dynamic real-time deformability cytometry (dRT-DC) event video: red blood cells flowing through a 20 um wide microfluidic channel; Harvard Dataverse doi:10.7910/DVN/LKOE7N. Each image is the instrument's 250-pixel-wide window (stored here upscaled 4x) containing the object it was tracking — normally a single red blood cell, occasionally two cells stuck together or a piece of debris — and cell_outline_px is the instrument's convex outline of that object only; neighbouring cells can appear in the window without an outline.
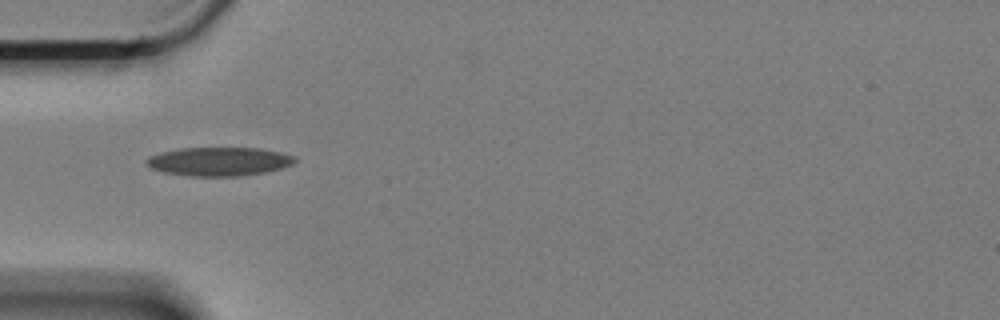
{"species": "Egyptian fruit bat (a non-hibernating species)", "species_latin": "Rousettus aegyptiacus", "temperature_condition": "cold", "stored_images_in_passage": 31, "camera_frame_rate_fps": 3000, "um_per_image_px": 0.085, "animal": {"sex": "female"}, "frame": {"image": 1, "passage_image": 1, "time_ms": 0.0, "image_size_px": [1000, 320], "cell_outline_px": [[296, 160], [292, 164], [280, 168], [264, 172], [240, 176], [192, 176], [164, 172], [152, 168], [144, 164], [144, 160], [148, 156], [160, 152], [180, 148], [260, 148], [280, 152], [292, 156]], "centroid_in_image_um": [18.55, 13.72], "position_along_channel_um": 66.4, "area_um2": 24.74}}
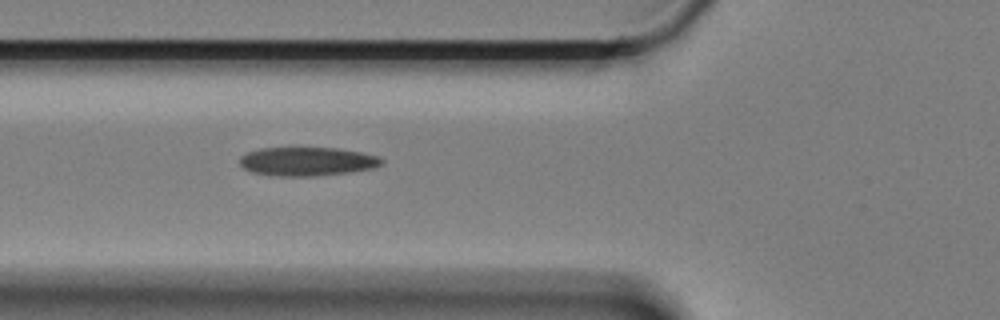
{"frame": {"image": 2, "passage_image": 4, "time_ms": 1.0, "image_size_px": [1000, 320], "cell_outline_px": [[384, 164], [372, 168], [348, 172], [316, 176], [272, 176], [252, 172], [244, 168], [240, 164], [240, 156], [248, 152], [260, 148], [336, 148], [360, 152], [376, 156], [384, 160]], "centroid_in_image_um": [26.09, 13.73], "position_along_channel_um": 99.7, "area_um2": 23.7}}